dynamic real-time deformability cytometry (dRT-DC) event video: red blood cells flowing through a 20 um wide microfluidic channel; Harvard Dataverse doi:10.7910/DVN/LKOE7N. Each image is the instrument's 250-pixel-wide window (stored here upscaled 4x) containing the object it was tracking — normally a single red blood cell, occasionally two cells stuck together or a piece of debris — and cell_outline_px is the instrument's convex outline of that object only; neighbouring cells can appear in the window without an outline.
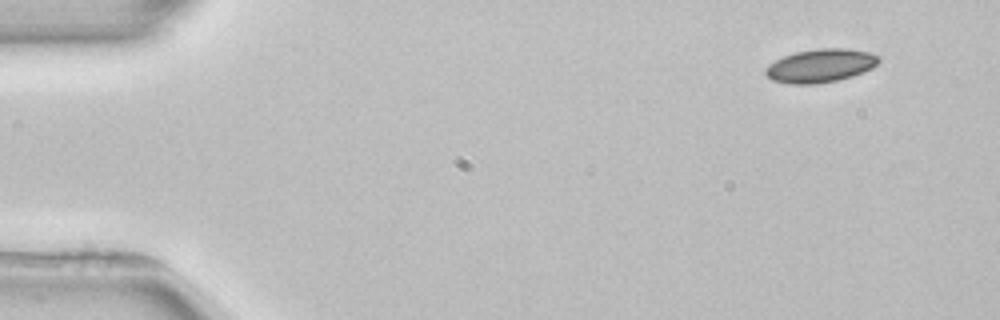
{"species": "common noctule bat (a hibernating species)", "species_latin": "Nyctalus noctula", "temperature_condition": "room temperature", "stored_images_in_passage": 5, "camera_frame_rate_fps": 3000, "um_per_image_px": 0.085, "animal": {"sex": "female", "body_mass_g": 22.7, "forearm_length_mm": 54.2}, "frame": {"image": 1, "passage_image": 1, "time_ms": 0.0, "image_size_px": [1000, 320], "cell_outline_px": [[880, 60], [872, 68], [852, 76], [836, 80], [816, 84], [788, 84], [772, 80], [764, 72], [764, 68], [768, 64], [784, 56], [796, 52], [816, 48], [848, 48], [872, 52], [880, 56]], "centroid_in_image_um": [69.74, 5.57], "position_along_channel_um": 15.3, "area_um2": 22.2}}
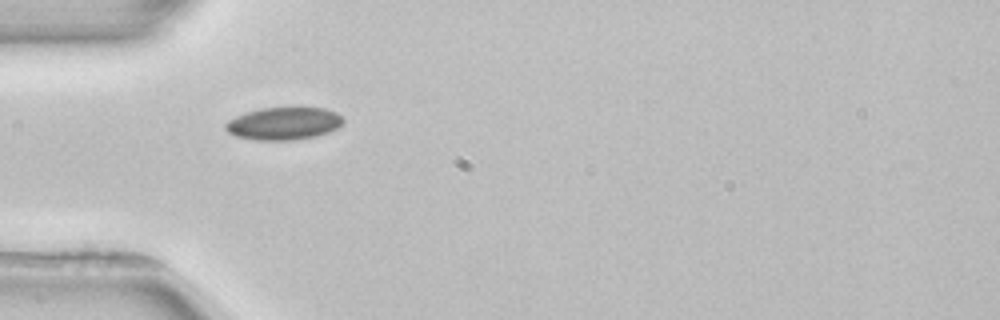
{"frame": {"image": 2, "passage_image": 4, "time_ms": 4.0, "image_size_px": [1000, 320], "cell_outline_px": [[344, 120], [336, 128], [328, 132], [316, 136], [292, 140], [256, 140], [236, 136], [228, 132], [224, 128], [224, 124], [228, 120], [236, 116], [260, 108], [324, 108], [336, 112]], "centroid_in_image_um": [24.08, 10.5], "position_along_channel_um": 60.9, "area_um2": 22.14}}